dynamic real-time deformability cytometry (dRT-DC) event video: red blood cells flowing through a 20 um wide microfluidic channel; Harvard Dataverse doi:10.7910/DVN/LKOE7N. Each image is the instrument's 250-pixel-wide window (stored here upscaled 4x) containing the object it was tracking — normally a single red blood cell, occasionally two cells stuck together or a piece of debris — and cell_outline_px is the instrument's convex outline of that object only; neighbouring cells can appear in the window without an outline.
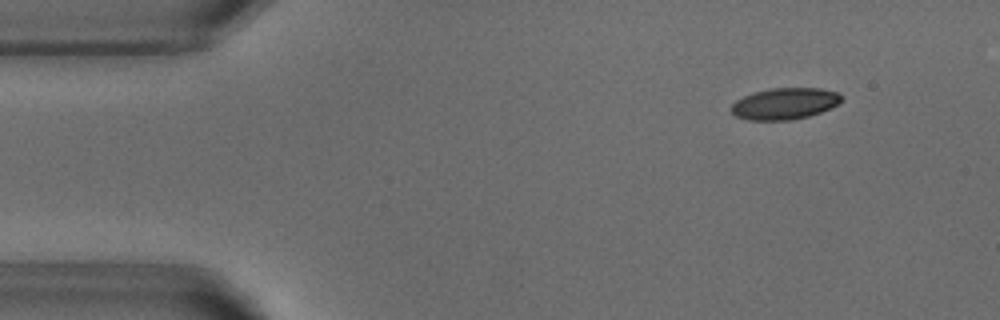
{"species": "common noctule bat (a hibernating species)", "species_latin": "Nyctalus noctula", "temperature_condition": "warm", "stored_images_in_passage": 51, "camera_frame_rate_fps": 3000, "um_per_image_px": 0.085, "animal": {"sex": "male", "body_mass_g": 18.8}, "frame": {"image": 1, "passage_image": 4, "time_ms": 1.0, "image_size_px": [1000, 320], "cell_outline_px": [[840, 100], [832, 108], [808, 116], [788, 120], [748, 120], [736, 116], [732, 112], [732, 104], [736, 100], [752, 92], [772, 88], [820, 88], [836, 92], [840, 96]], "centroid_in_image_um": [66.66, 8.81], "position_along_channel_um": 18.3, "area_um2": 20.0}}
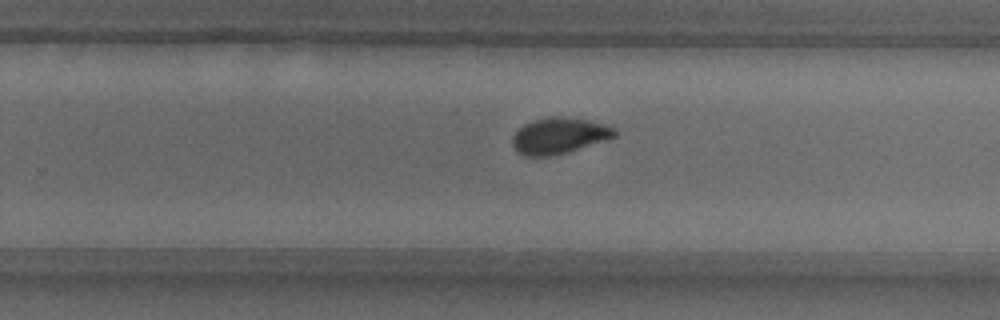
{"frame": {"image": 2, "passage_image": 31, "time_ms": 10.0, "image_size_px": [1000, 320], "cell_outline_px": [[616, 136], [608, 140], [556, 156], [524, 156], [516, 152], [512, 144], [512, 136], [524, 124], [532, 120], [548, 116], [564, 116], [588, 120], [604, 124], [616, 128]], "centroid_in_image_um": [47.53, 11.54], "position_along_channel_um": 282.3, "area_um2": 21.96}}
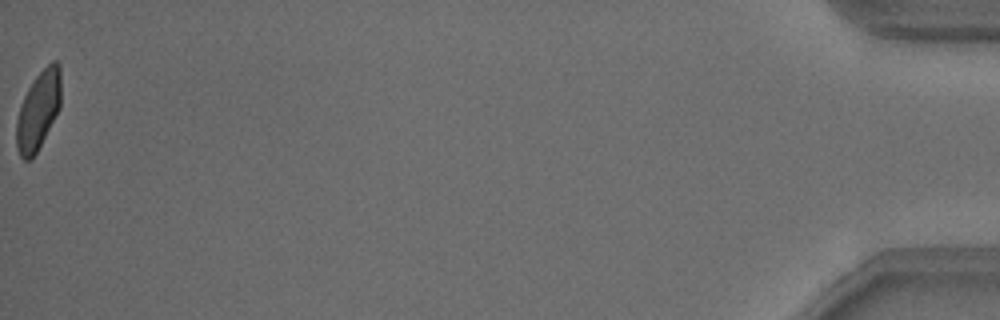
{"frame": {"image": 3, "passage_image": 51, "time_ms": 16.667, "image_size_px": [1000, 320], "cell_outline_px": [[60, 108], [32, 160], [24, 160], [20, 156], [16, 148], [16, 120], [20, 104], [28, 88], [36, 76], [52, 60], [56, 60], [60, 64]], "centroid_in_image_um": [3.24, 9.39], "position_along_channel_um": 432.0, "area_um2": 20.4}, "authors_computed_cell_mechanics": {"area_um2": 21.2126, "velocity_mm_per_s": 3.8126, "shape_relaxation_time_tau1_ms": 2.9068, "shape_relaxation_time_tau2_ms": 0.9595, "deformation_change_tau1": 0.1253, "deformation_change_tau2": 0.0523}}